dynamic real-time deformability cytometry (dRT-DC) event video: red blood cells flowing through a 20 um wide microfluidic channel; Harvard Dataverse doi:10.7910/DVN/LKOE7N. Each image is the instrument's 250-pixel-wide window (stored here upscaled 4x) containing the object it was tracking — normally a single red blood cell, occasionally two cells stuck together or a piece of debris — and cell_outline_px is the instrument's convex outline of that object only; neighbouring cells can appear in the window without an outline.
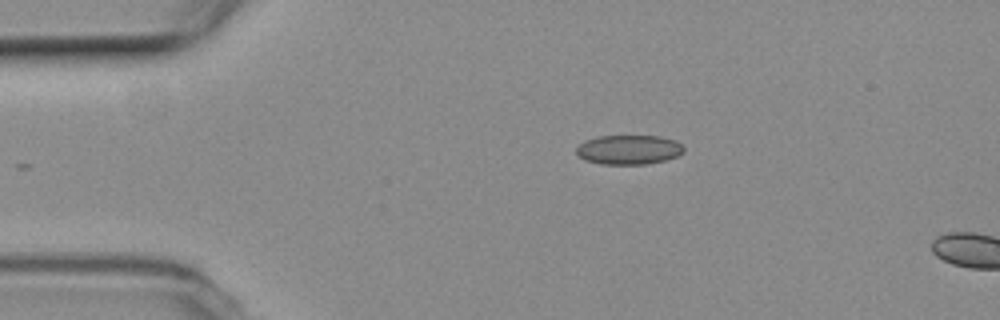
{"species": "common noctule bat (a hibernating species)", "species_latin": "Nyctalus noctula", "temperature_condition": "room temperature", "stored_images_in_passage": 4, "camera_frame_rate_fps": 3000, "um_per_image_px": 0.085, "animal": {"sex": "female", "body_mass_g": 19.3, "forearm_length_mm": 54.1}, "frame": {"image": 1, "passage_image": 1, "time_ms": 0.0, "image_size_px": [1000, 320], "cell_outline_px": [[684, 152], [676, 156], [664, 160], [644, 164], [600, 164], [584, 160], [576, 152], [576, 148], [584, 140], [596, 136], [660, 136], [676, 140], [684, 148]], "centroid_in_image_um": [53.42, 12.71], "position_along_channel_um": 31.6, "area_um2": 18.44}}